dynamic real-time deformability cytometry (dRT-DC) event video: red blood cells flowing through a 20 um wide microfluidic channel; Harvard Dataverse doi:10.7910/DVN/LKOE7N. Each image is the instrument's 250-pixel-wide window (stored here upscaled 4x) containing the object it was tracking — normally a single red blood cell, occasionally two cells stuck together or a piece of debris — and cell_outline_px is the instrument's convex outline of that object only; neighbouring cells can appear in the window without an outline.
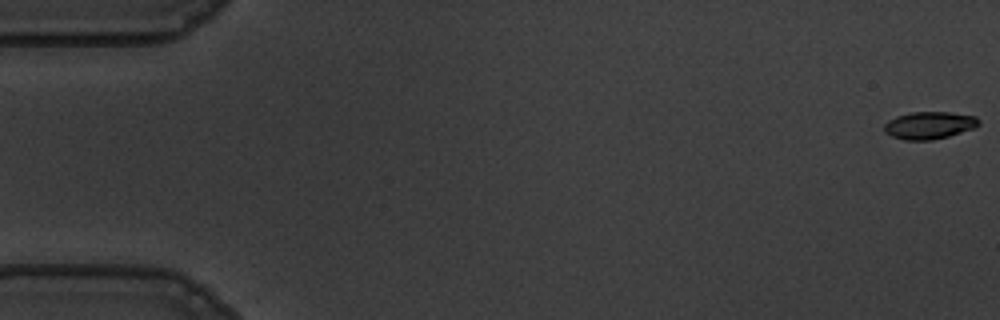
{"species": "common noctule bat (a hibernating species)", "species_latin": "Nyctalus noctula", "temperature_condition": "warm", "stored_images_in_passage": 15, "camera_frame_rate_fps": 3000, "um_per_image_px": 0.085, "animal": {"sex": "male", "body_mass_g": 19.5, "forearm_length_mm": 54.6}, "frame": {"image": 1, "passage_image": 1, "time_ms": 0.0, "image_size_px": [1000, 320], "cell_outline_px": [[980, 124], [972, 128], [948, 136], [932, 140], [904, 140], [892, 136], [884, 132], [884, 124], [888, 120], [896, 116], [912, 112], [948, 112], [976, 116], [980, 120]], "centroid_in_image_um": [78.96, 10.64], "position_along_channel_um": 6.0, "area_um2": 15.03}}